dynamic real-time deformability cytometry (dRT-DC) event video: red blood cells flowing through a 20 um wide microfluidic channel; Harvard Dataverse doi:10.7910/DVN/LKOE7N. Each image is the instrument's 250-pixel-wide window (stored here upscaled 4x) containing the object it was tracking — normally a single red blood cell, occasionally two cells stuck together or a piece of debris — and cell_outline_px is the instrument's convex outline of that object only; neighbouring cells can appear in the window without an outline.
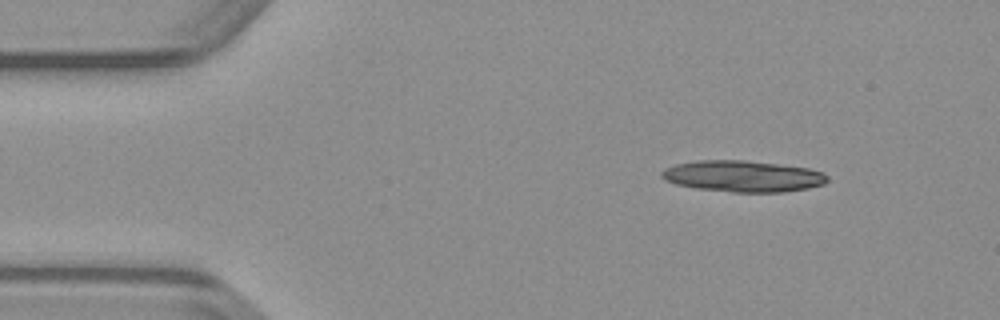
{"species": "common noctule bat (a hibernating species)", "species_latin": "Nyctalus noctula", "temperature_condition": "warm", "stored_images_in_passage": 26, "camera_frame_rate_fps": 3000, "um_per_image_px": 0.085, "animal": {"sex": "male", "body_mass_g": 23.1, "forearm_length_mm": 52.7}, "frame": {"image": 1, "passage_image": 1, "time_ms": 0.0, "image_size_px": [1000, 320], "cell_outline_px": [[828, 180], [824, 184], [808, 188], [784, 192], [732, 192], [696, 188], [676, 184], [664, 180], [660, 176], [660, 172], [664, 168], [676, 164], [696, 160], [744, 160], [808, 168], [824, 172], [828, 176]], "centroid_in_image_um": [63.12, 14.98], "position_along_channel_um": 21.9, "area_um2": 30.35}}
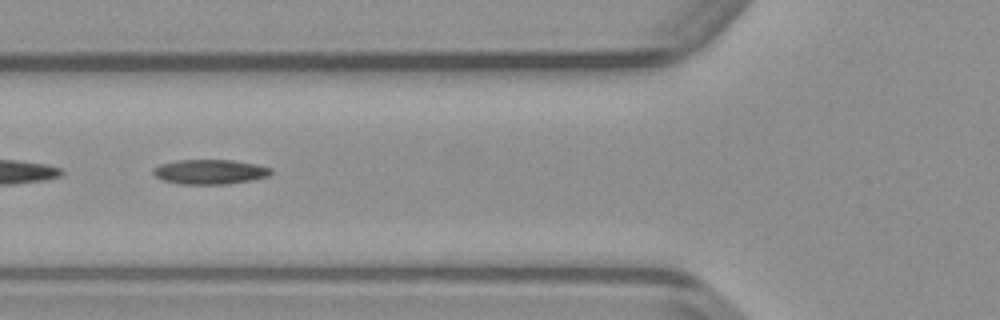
{"frame": {"image": 2, "passage_image": 13, "time_ms": 4.0, "image_size_px": [1000, 320], "cell_outline_px": [[272, 172], [268, 176], [252, 180], [228, 184], [180, 184], [164, 180], [156, 176], [152, 172], [152, 168], [160, 164], [176, 160], [232, 160], [256, 164], [272, 168]], "centroid_in_image_um": [17.84, 14.6], "position_along_channel_um": 108.0, "area_um2": 16.99}}
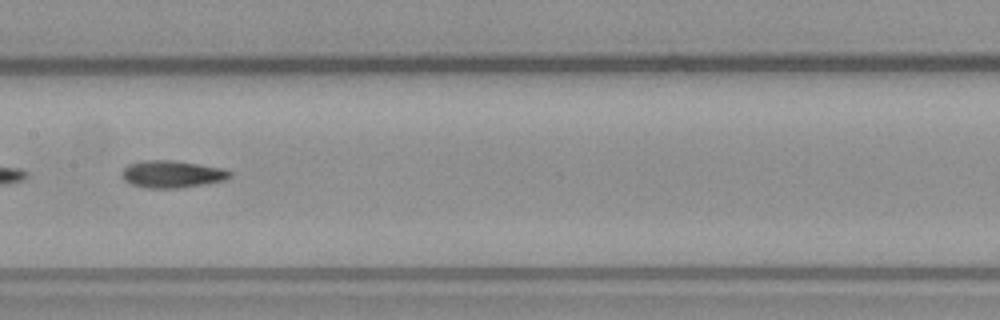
{"frame": {"image": 3, "passage_image": 19, "time_ms": 6.0, "image_size_px": [1000, 320], "cell_outline_px": [[232, 176], [224, 180], [204, 184], [180, 188], [144, 188], [132, 184], [124, 180], [124, 168], [128, 164], [144, 160], [172, 160], [224, 168], [232, 172]], "centroid_in_image_um": [14.65, 14.8], "position_along_channel_um": 192.7, "area_um2": 17.05}}